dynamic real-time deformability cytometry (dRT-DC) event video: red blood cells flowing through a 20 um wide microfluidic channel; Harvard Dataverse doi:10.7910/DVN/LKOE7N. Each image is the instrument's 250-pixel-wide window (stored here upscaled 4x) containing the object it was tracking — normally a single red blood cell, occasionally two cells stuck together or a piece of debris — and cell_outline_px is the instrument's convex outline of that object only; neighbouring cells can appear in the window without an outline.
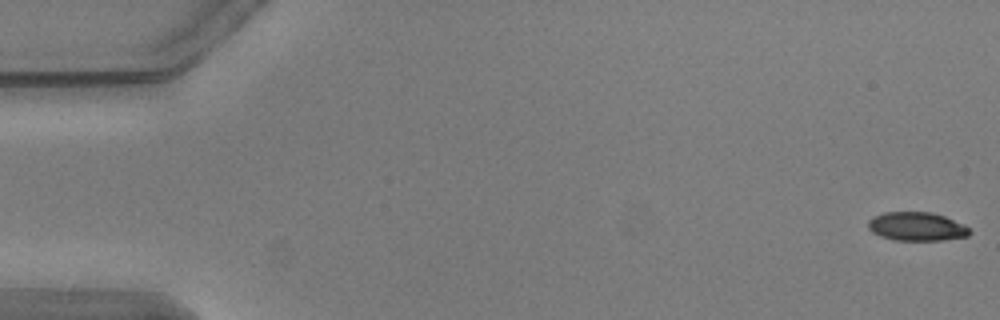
{"species": "common noctule bat (a hibernating species)", "species_latin": "Nyctalus noctula", "temperature_condition": "warm", "stored_images_in_passage": 55, "camera_frame_rate_fps": 3000, "um_per_image_px": 0.085, "animal": {"sex": "male", "body_mass_g": 20.5, "forearm_length_mm": 52.5}, "frame": {"image": 1, "passage_image": 1, "time_ms": 0.0, "image_size_px": [1000, 320], "cell_outline_px": [[972, 232], [968, 236], [944, 240], [892, 240], [880, 236], [872, 232], [868, 228], [868, 220], [872, 216], [884, 212], [932, 212], [944, 216], [964, 224]], "centroid_in_image_um": [77.9, 19.25], "position_along_channel_um": 7.1, "area_um2": 17.11}}
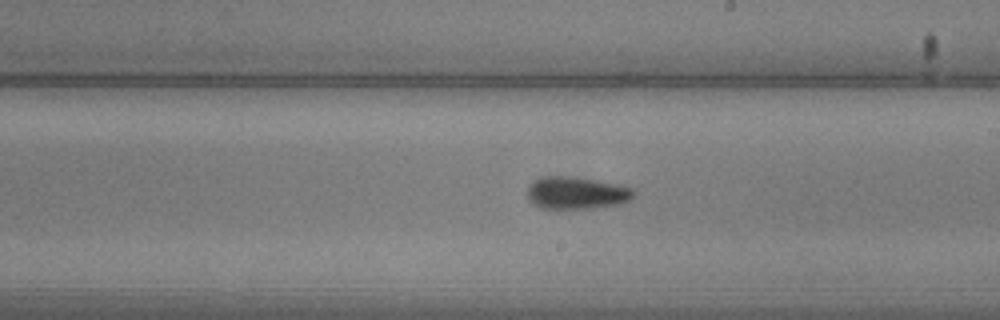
{"frame": {"image": 2, "passage_image": 32, "time_ms": 10.333, "image_size_px": [1000, 320], "cell_outline_px": [[636, 196], [632, 200], [620, 204], [596, 208], [540, 208], [532, 204], [528, 200], [528, 188], [532, 180], [544, 176], [568, 176], [596, 180], [620, 184], [636, 188]], "centroid_in_image_um": [49.06, 16.4], "position_along_channel_um": 239.9, "area_um2": 20.52}}
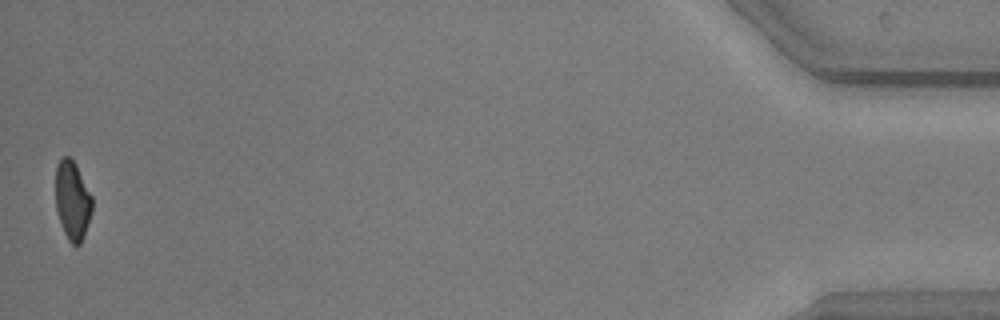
{"frame": {"image": 3, "passage_image": 55, "time_ms": 18.0, "image_size_px": [1000, 320], "cell_outline_px": [[92, 212], [84, 236], [80, 244], [76, 248], [68, 240], [64, 232], [56, 208], [56, 164], [64, 156], [68, 156], [76, 164], [92, 196]], "centroid_in_image_um": [6.17, 17.05], "position_along_channel_um": 429.0, "area_um2": 16.82}, "authors_computed_cell_mechanics": {"area_um2": 18.9006, "velocity_mm_per_s": 3.6886, "shape_relaxation_time_tau1_ms": 6.5616, "shape_relaxation_time_tau2_ms": 3.1898, "deformation_change_tau1": 0.179, "deformation_change_tau2": 0.0927}}